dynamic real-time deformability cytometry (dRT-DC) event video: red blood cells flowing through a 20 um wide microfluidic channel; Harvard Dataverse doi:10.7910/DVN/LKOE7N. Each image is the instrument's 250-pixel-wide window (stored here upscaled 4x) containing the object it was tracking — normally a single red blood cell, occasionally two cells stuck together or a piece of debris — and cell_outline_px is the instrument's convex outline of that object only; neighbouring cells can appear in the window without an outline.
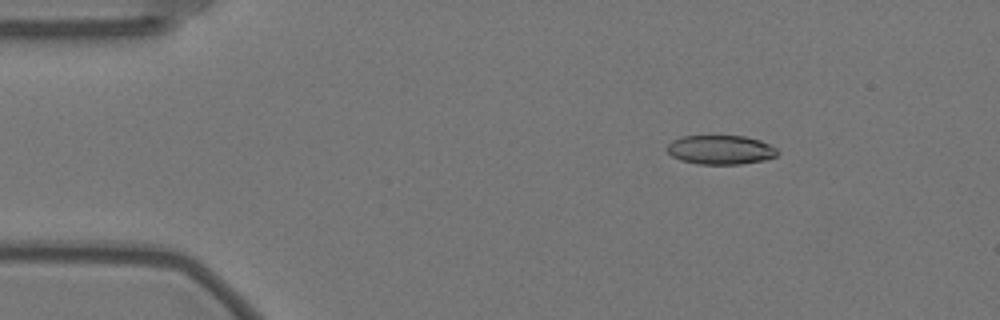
{"species": "Egyptian fruit bat (a non-hibernating species)", "species_latin": "Rousettus aegyptiacus", "temperature_condition": "warm", "stored_images_in_passage": 54, "camera_frame_rate_fps": 3000, "um_per_image_px": 0.085, "animal": {"sex": "female"}, "frame": {"image": 1, "passage_image": 8, "time_ms": 2.333, "image_size_px": [1000, 320], "cell_outline_px": [[780, 152], [776, 156], [764, 160], [740, 164], [696, 164], [680, 160], [672, 156], [668, 152], [668, 144], [672, 140], [680, 136], [744, 136], [760, 140], [776, 148]], "centroid_in_image_um": [61.24, 12.73], "position_along_channel_um": 23.8, "area_um2": 18.79}}
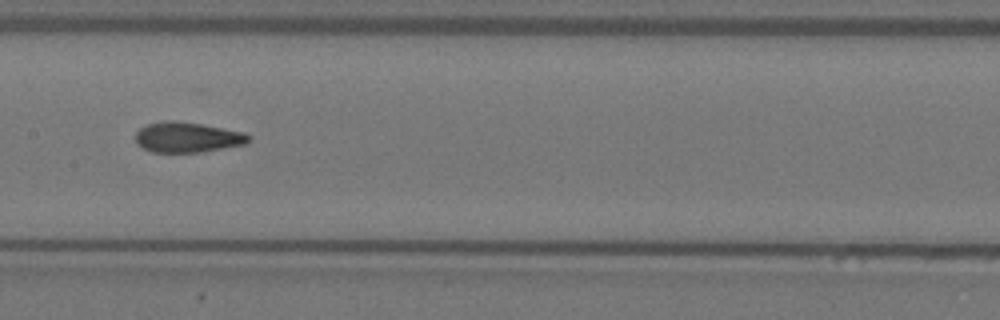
{"frame": {"image": 2, "passage_image": 28, "time_ms": 9.0, "image_size_px": [1000, 320], "cell_outline_px": [[252, 136], [248, 144], [200, 152], [152, 152], [136, 144], [136, 132], [144, 124], [164, 120], [172, 120], [200, 124], [244, 132]], "centroid_in_image_um": [15.93, 11.66], "position_along_channel_um": 191.5, "area_um2": 20.11}}
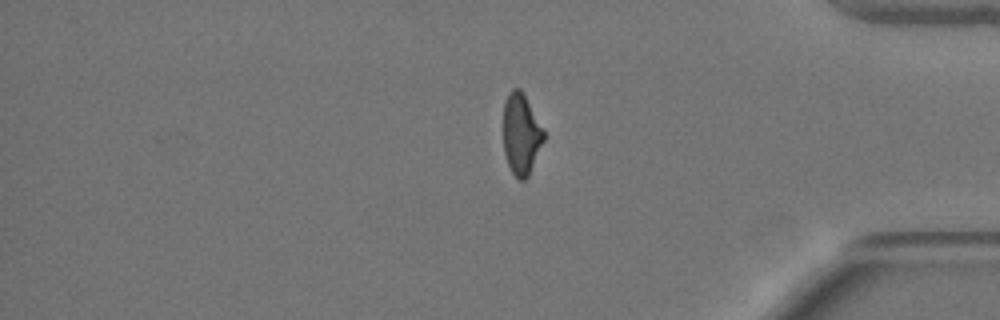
{"frame": {"image": 3, "passage_image": 47, "time_ms": 15.333, "image_size_px": [1000, 320], "cell_outline_px": [[544, 140], [528, 176], [524, 180], [520, 180], [512, 172], [508, 164], [504, 152], [504, 100], [508, 92], [512, 88], [520, 88], [524, 92], [544, 128]], "centroid_in_image_um": [44.31, 11.33], "position_along_channel_um": 390.9, "area_um2": 19.25}}